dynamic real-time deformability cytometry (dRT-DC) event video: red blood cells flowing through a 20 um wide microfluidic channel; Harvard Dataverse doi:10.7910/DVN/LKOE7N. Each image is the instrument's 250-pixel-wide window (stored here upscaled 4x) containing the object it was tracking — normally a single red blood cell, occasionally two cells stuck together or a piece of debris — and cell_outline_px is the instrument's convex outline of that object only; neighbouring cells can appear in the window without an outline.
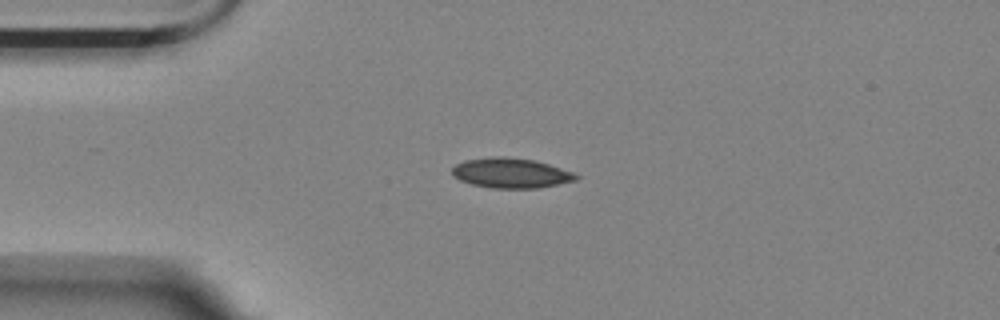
{"species": "Egyptian fruit bat (a non-hibernating species)", "species_latin": "Rousettus aegyptiacus", "temperature_condition": "room temperature", "stored_images_in_passage": 44, "camera_frame_rate_fps": 3000, "um_per_image_px": 0.085, "animal": {"sex": "female"}, "frame": {"image": 1, "passage_image": 1, "time_ms": 0.0, "image_size_px": [1000, 320], "cell_outline_px": [[580, 176], [576, 180], [540, 188], [492, 188], [472, 184], [460, 180], [452, 176], [452, 168], [456, 164], [464, 160], [492, 156], [504, 156], [532, 160], [548, 164], [572, 172]], "centroid_in_image_um": [43.4, 14.71], "position_along_channel_um": 41.6, "area_um2": 21.62}}
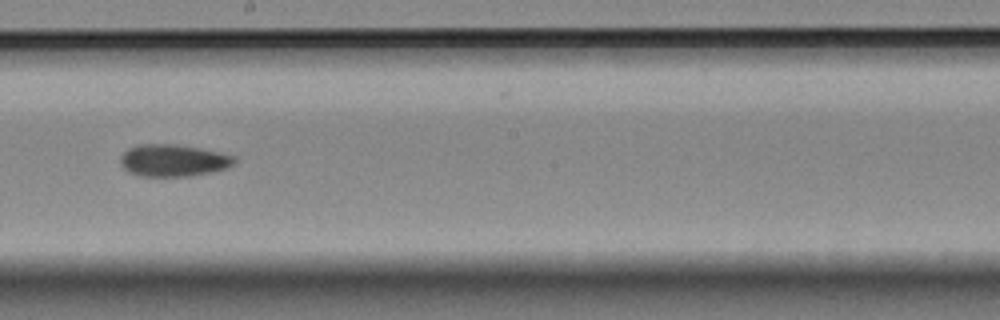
{"frame": {"image": 2, "passage_image": 19, "time_ms": 6.0, "image_size_px": [1000, 320], "cell_outline_px": [[236, 160], [228, 168], [212, 172], [192, 176], [144, 176], [128, 172], [120, 164], [120, 156], [128, 148], [136, 144], [176, 144], [200, 148], [236, 156]], "centroid_in_image_um": [14.72, 13.63], "position_along_channel_um": 233.5, "area_um2": 21.44}}
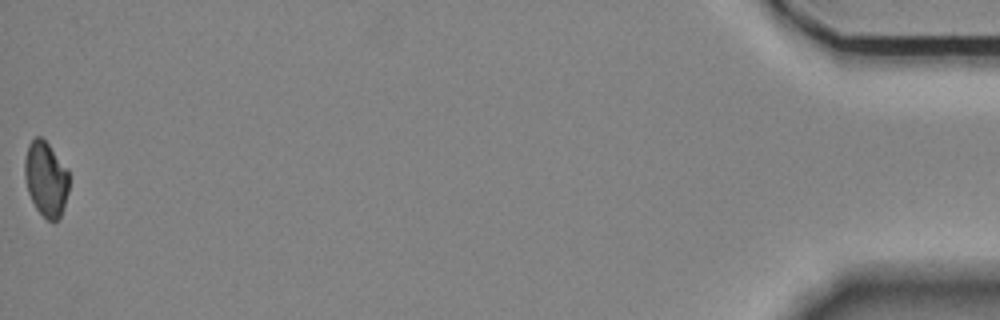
{"frame": {"image": 3, "passage_image": 44, "time_ms": 14.333, "image_size_px": [1000, 320], "cell_outline_px": [[68, 192], [64, 208], [60, 216], [56, 220], [48, 220], [36, 208], [28, 192], [24, 176], [24, 160], [28, 144], [36, 136], [40, 136], [48, 144], [68, 168]], "centroid_in_image_um": [3.9, 15.19], "position_along_channel_um": 431.3, "area_um2": 19.31}}